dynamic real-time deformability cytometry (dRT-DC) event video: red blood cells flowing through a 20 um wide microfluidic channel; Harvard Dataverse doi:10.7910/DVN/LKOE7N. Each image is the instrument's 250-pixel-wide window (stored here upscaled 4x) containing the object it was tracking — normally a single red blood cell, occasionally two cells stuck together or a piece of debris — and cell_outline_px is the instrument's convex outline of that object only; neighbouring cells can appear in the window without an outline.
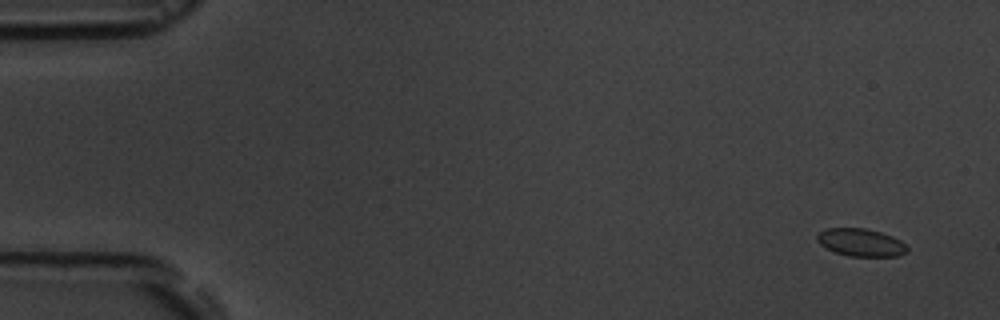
{"species": "common noctule bat (a hibernating species)", "species_latin": "Nyctalus noctula", "temperature_condition": "room temperature", "stored_images_in_passage": 5, "camera_frame_rate_fps": 3000, "um_per_image_px": 0.085, "animal": {"sex": "male", "body_mass_g": 19.5, "forearm_length_mm": 54.6}, "frame": {"image": 1, "passage_image": 1, "time_ms": 0.0, "image_size_px": [1000, 320], "cell_outline_px": [[908, 252], [900, 256], [848, 256], [836, 252], [820, 244], [816, 240], [816, 236], [820, 232], [828, 228], [864, 228], [880, 232], [892, 236], [900, 240], [908, 248]], "centroid_in_image_um": [73.19, 20.61], "position_along_channel_um": 11.8, "area_um2": 14.45}}
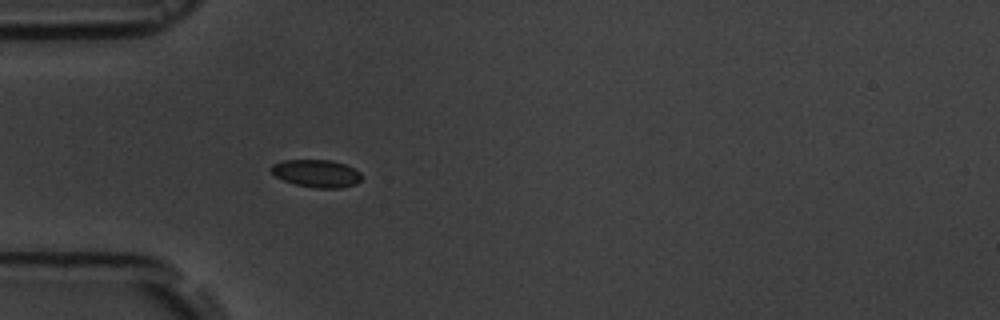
{"frame": {"image": 2, "passage_image": 5, "time_ms": 4.667, "image_size_px": [1000, 320], "cell_outline_px": [[360, 180], [356, 184], [340, 188], [316, 188], [296, 184], [284, 180], [276, 176], [268, 168], [272, 164], [284, 160], [332, 160], [344, 164], [360, 172]], "centroid_in_image_um": [26.88, 14.73], "position_along_channel_um": 58.1, "area_um2": 14.45}}